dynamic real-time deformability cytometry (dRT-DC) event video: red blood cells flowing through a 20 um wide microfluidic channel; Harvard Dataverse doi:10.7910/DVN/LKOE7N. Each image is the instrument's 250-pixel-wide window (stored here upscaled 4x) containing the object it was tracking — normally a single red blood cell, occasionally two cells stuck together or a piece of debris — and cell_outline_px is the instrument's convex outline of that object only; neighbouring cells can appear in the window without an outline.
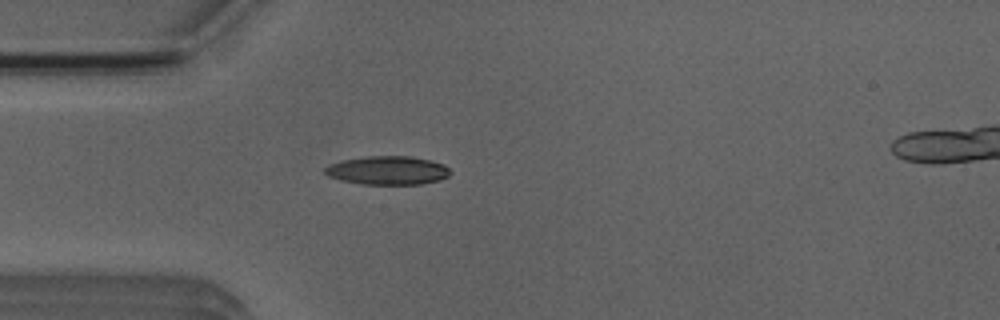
{"species": "Egyptian fruit bat (a non-hibernating species)", "species_latin": "Rousettus aegyptiacus", "temperature_condition": "room temperature", "stored_images_in_passage": 5, "camera_frame_rate_fps": 3000, "um_per_image_px": 0.085, "animal": {"sex": "male"}, "frame": {"image": 1, "passage_image": 4, "time_ms": 3.333, "image_size_px": [1000, 320], "cell_outline_px": [[452, 172], [448, 176], [440, 180], [420, 184], [360, 184], [340, 180], [328, 176], [324, 172], [324, 168], [340, 160], [368, 156], [408, 156], [428, 160], [444, 164]], "centroid_in_image_um": [32.94, 14.49], "position_along_channel_um": 52.1, "area_um2": 20.87}}